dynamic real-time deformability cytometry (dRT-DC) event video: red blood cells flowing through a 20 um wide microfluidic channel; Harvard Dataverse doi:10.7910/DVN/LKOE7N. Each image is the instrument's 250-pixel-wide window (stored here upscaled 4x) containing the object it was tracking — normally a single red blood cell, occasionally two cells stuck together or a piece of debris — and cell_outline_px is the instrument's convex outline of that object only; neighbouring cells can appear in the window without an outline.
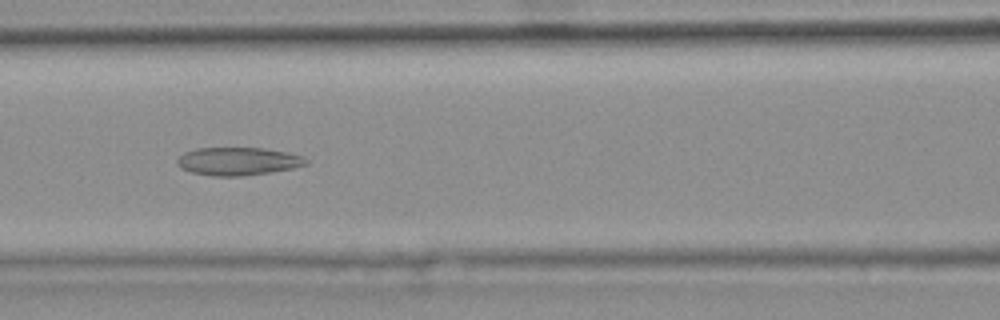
{"species": "common noctule bat (a hibernating species)", "species_latin": "Nyctalus noctula", "temperature_condition": "warm", "stored_images_in_passage": 33, "camera_frame_rate_fps": 3000, "um_per_image_px": 0.085, "animal": {"sex": "female", "body_mass_g": 25.1}, "frame": {"image": 1, "passage_image": 15, "time_ms": 4.667, "image_size_px": [1000, 320], "cell_outline_px": [[308, 164], [292, 168], [244, 176], [212, 176], [192, 172], [180, 168], [176, 164], [176, 160], [184, 152], [196, 148], [264, 148], [284, 152], [300, 156], [308, 160]], "centroid_in_image_um": [20.17, 13.71], "position_along_channel_um": 146.4, "area_um2": 20.87}}
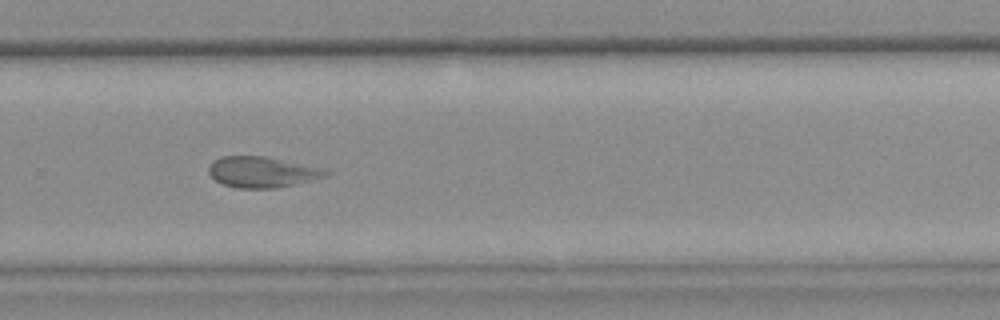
{"frame": {"image": 2, "passage_image": 28, "time_ms": 9.0, "image_size_px": [1000, 320], "cell_outline_px": [[332, 172], [328, 176], [276, 188], [236, 188], [224, 184], [216, 180], [208, 172], [208, 168], [220, 156], [268, 156], [320, 168]], "centroid_in_image_um": [22.29, 14.62], "position_along_channel_um": 307.5, "area_um2": 20.81}, "authors_computed_cell_mechanics": {"area_um2": 21.097, "velocity_mm_per_s": 3.7272, "shape_relaxation_time_tau1_ms": null, "shape_relaxation_time_tau2_ms": 2.0987, "deformation_change_tau1": null, "deformation_change_tau2": 0.085}}